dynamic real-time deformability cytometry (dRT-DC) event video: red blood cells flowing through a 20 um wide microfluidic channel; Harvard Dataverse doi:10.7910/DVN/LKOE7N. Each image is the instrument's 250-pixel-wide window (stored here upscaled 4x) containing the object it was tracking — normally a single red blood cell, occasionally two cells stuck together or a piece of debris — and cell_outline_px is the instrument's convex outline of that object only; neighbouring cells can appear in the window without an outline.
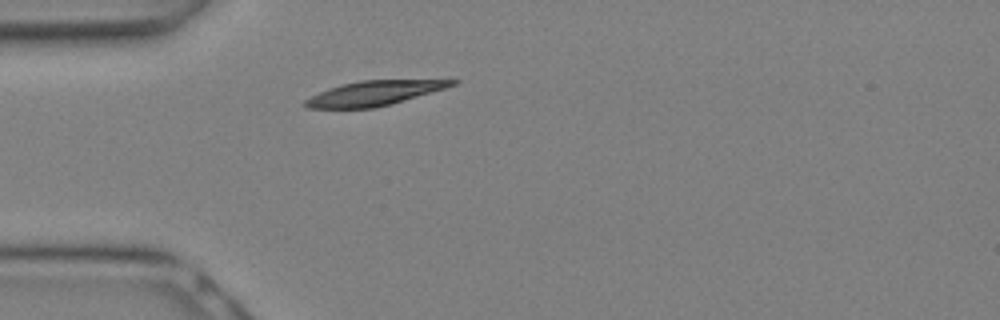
{"species": "Egyptian fruit bat (a non-hibernating species)", "species_latin": "Rousettus aegyptiacus", "temperature_condition": "warm", "stored_images_in_passage": 5, "camera_frame_rate_fps": 3000, "um_per_image_px": 0.085, "animal": {"sex": "female"}, "frame": {"image": 1, "passage_image": 1, "time_ms": 0.0, "image_size_px": [1000, 320], "cell_outline_px": [[460, 80], [456, 84], [444, 88], [392, 104], [376, 108], [304, 108], [304, 100], [328, 88], [340, 84], [360, 80]], "centroid_in_image_um": [31.75, 7.92], "position_along_channel_um": 53.2, "area_um2": 20.92}}
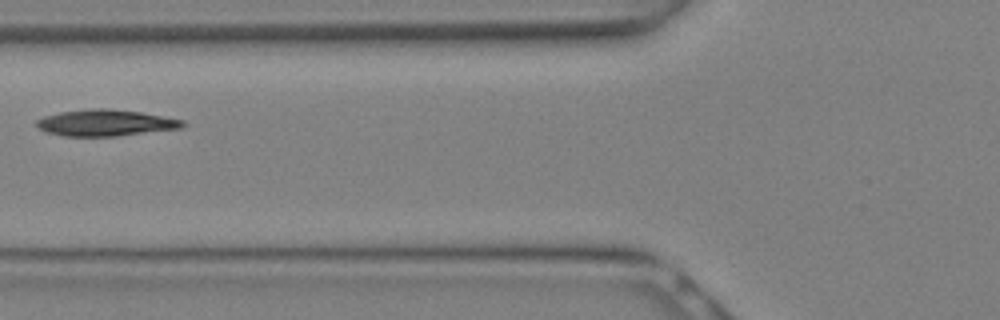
{"frame": {"image": 2, "passage_image": 4, "time_ms": 1.0, "image_size_px": [1000, 320], "cell_outline_px": [[188, 124], [184, 128], [116, 136], [64, 136], [48, 132], [40, 128], [36, 124], [36, 120], [44, 116], [60, 112], [92, 108], [108, 108], [140, 112], [184, 120]], "centroid_in_image_um": [9.02, 10.44], "position_along_channel_um": 116.8, "area_um2": 22.48}}